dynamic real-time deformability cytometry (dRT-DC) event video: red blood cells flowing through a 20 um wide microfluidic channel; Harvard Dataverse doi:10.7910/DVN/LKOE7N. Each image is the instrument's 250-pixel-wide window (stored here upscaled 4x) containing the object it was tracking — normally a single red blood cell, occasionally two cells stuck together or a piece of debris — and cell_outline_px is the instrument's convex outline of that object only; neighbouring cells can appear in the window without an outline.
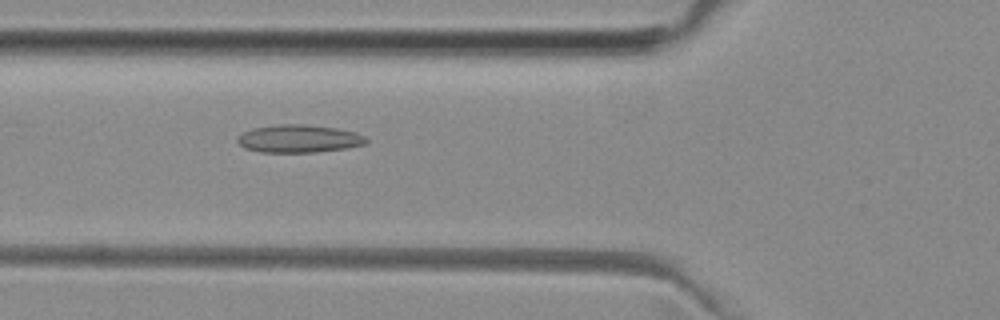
{"species": "common noctule bat (a hibernating species)", "species_latin": "Nyctalus noctula", "temperature_condition": "room temperature", "stored_images_in_passage": 52, "camera_frame_rate_fps": 3000, "um_per_image_px": 0.085, "animal": {"sex": "female", "body_mass_g": 29.2, "forearm_length_mm": 56.3}, "frame": {"image": 1, "passage_image": 19, "time_ms": 6.0, "image_size_px": [1000, 320], "cell_outline_px": [[368, 144], [348, 148], [316, 152], [260, 152], [244, 148], [236, 140], [236, 136], [252, 128], [280, 124], [304, 124], [336, 128], [356, 132], [364, 136], [368, 140]], "centroid_in_image_um": [25.42, 11.79], "position_along_channel_um": 100.4, "area_um2": 21.04}}
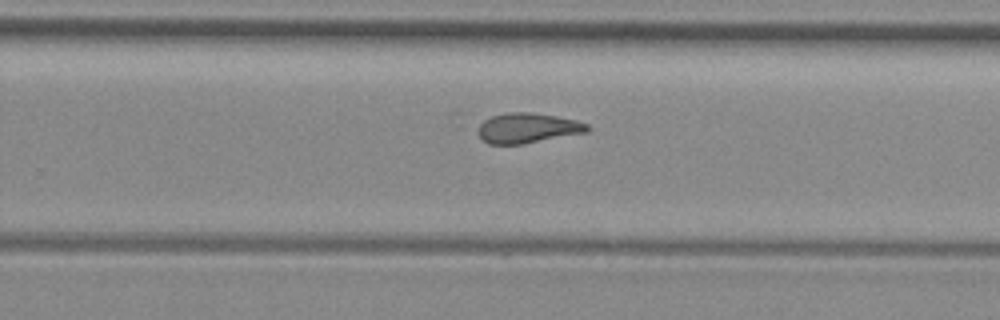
{"frame": {"image": 2, "passage_image": 33, "time_ms": 10.667, "image_size_px": [1000, 320], "cell_outline_px": [[592, 128], [588, 132], [524, 144], [488, 144], [476, 132], [480, 124], [484, 120], [492, 116], [508, 112], [528, 112], [556, 116], [576, 120], [588, 124]], "centroid_in_image_um": [44.87, 10.89], "position_along_channel_um": 284.9, "area_um2": 19.25}}
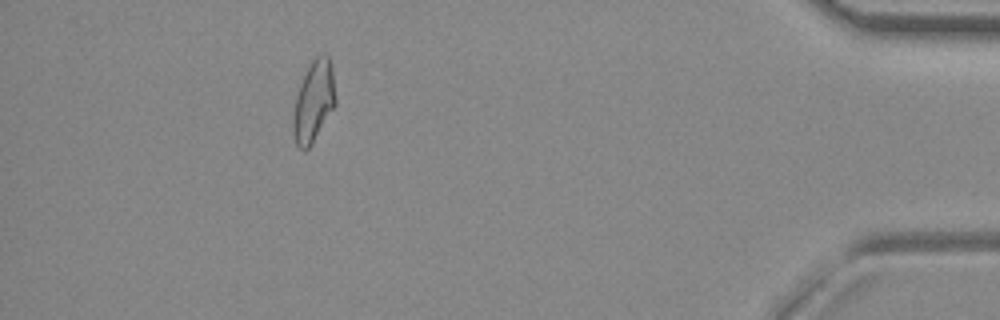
{"frame": {"image": 3, "passage_image": 47, "time_ms": 15.333, "image_size_px": [1000, 320], "cell_outline_px": [[336, 104], [312, 144], [308, 148], [300, 148], [296, 144], [292, 132], [292, 116], [296, 96], [300, 84], [312, 60], [320, 52], [324, 52], [328, 56], [332, 64], [336, 100]], "centroid_in_image_um": [26.67, 8.59], "position_along_channel_um": 408.5, "area_um2": 20.17}, "authors_computed_cell_mechanics": {"area_um2": 20.1433, "velocity_mm_per_s": 3.9631, "shape_relaxation_time_tau1_ms": null, "shape_relaxation_time_tau2_ms": 3.0659, "deformation_change_tau1": null, "deformation_change_tau2": 0.1129}}